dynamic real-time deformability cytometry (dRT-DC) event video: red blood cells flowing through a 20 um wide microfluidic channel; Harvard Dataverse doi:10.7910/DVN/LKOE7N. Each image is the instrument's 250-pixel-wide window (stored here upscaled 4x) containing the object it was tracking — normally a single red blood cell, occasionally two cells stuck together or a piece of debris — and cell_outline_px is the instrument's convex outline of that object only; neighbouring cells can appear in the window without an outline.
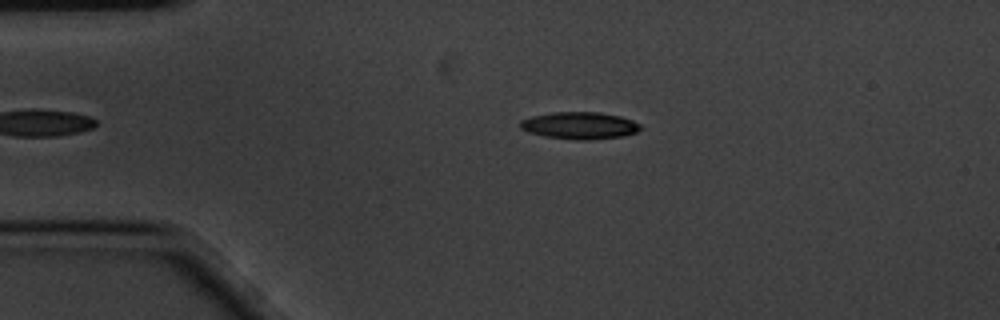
{"species": "common noctule bat (a hibernating species)", "species_latin": "Nyctalus noctula", "temperature_condition": "cold", "stored_images_in_passage": 2, "camera_frame_rate_fps": 3000, "um_per_image_px": 0.085, "animal": {"sex": "male", "body_mass_g": 20.1, "forearm_length_mm": 53.5}, "frame": {"image": 1, "passage_image": 1, "time_ms": 0.0, "image_size_px": [1000, 320], "cell_outline_px": [[644, 128], [636, 132], [624, 136], [588, 140], [576, 140], [544, 136], [528, 132], [520, 128], [520, 120], [532, 116], [552, 112], [600, 112], [620, 116], [632, 120], [640, 124]], "centroid_in_image_um": [49.28, 10.67], "position_along_channel_um": 35.7, "area_um2": 19.13}}